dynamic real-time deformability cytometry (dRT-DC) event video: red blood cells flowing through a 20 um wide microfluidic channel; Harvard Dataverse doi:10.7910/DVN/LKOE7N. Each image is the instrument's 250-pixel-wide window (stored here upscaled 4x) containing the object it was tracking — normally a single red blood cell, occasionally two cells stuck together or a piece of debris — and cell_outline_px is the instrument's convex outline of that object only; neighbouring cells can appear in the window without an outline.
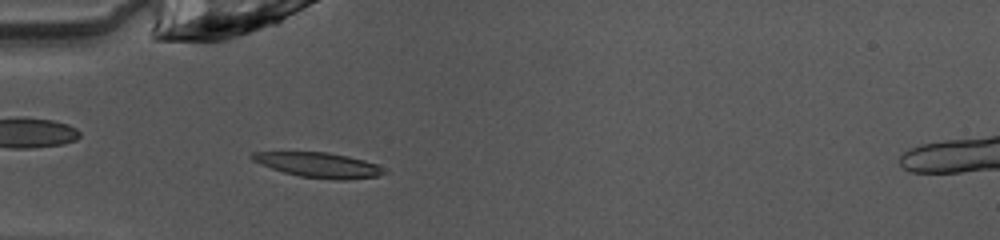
{"species": "common noctule bat (a hibernating species)", "species_latin": "Nyctalus noctula", "temperature_condition": "warm", "stored_images_in_passage": 37, "camera_frame_rate_fps": 3000, "um_per_image_px": 0.085, "animal": {"sex": "female", "body_mass_g": 10.0, "forearm_length_mm": 53.1}, "frame": {"image": 1, "passage_image": 3, "time_ms": 0.667, "image_size_px": [1000, 240], "cell_outline_px": [[388, 172], [376, 176], [344, 180], [336, 180], [300, 176], [284, 172], [260, 164], [252, 160], [248, 156], [252, 152], [328, 152], [348, 156], [364, 160], [376, 164], [384, 168]], "centroid_in_image_um": [27.08, 14.02], "position_along_channel_um": 57.9, "area_um2": 19.13}}
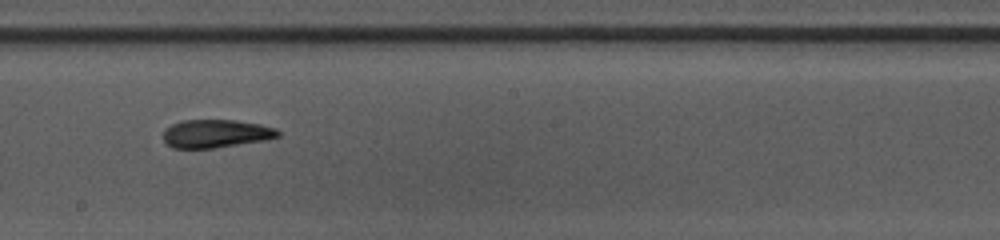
{"frame": {"image": 2, "passage_image": 16, "time_ms": 5.0, "image_size_px": [1000, 240], "cell_outline_px": [[280, 136], [264, 140], [216, 148], [172, 148], [164, 144], [164, 128], [172, 124], [184, 120], [236, 120], [260, 124], [276, 128], [280, 132]], "centroid_in_image_um": [18.33, 11.36], "position_along_channel_um": 229.9, "area_um2": 18.96}}
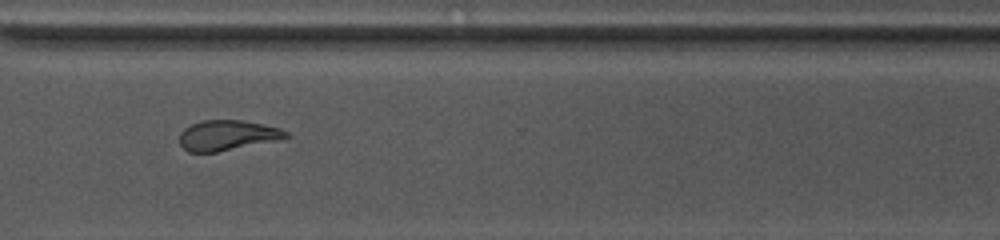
{"frame": {"image": 3, "passage_image": 25, "time_ms": 8.0, "image_size_px": [1000, 240], "cell_outline_px": [[288, 136], [284, 140], [216, 152], [188, 152], [180, 144], [180, 132], [184, 128], [192, 124], [204, 120], [240, 120], [264, 124], [280, 128], [288, 132]], "centroid_in_image_um": [19.37, 11.51], "position_along_channel_um": 351.2, "area_um2": 18.96}, "authors_computed_cell_mechanics": {"area_um2": 19.1896, "velocity_mm_per_s": 4.0559, "shape_relaxation_time_tau1_ms": 11.2639, "shape_relaxation_time_tau2_ms": 6.0929, "deformation_change_tau1": 0.3146, "deformation_change_tau2": 0.1071}}